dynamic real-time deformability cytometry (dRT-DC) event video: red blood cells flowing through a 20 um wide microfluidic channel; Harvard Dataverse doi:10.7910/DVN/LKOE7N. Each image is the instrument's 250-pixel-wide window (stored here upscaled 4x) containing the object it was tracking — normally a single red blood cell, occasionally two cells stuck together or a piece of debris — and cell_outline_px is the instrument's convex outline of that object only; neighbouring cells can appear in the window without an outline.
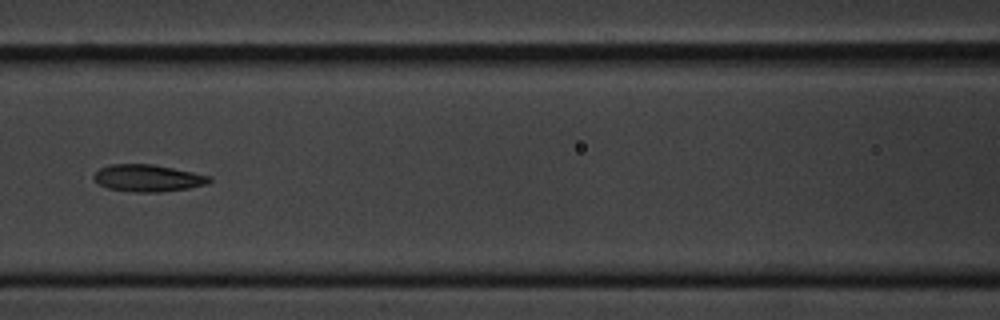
{"species": "common noctule bat (a hibernating species)", "species_latin": "Nyctalus noctula", "temperature_condition": "cold", "stored_images_in_passage": 14, "segment_of_instrument_passage": [1, 2], "camera_frame_rate_fps": 3000, "um_per_image_px": 0.085, "animal": {"sex": "male", "body_mass_g": 20.1, "forearm_length_mm": 53.5}, "frame": {"image": 1, "passage_image": 7, "time_ms": 7.0, "image_size_px": [1000, 320], "cell_outline_px": [[212, 180], [208, 184], [188, 188], [160, 192], [136, 192], [108, 188], [100, 184], [92, 176], [100, 168], [112, 164], [152, 164], [212, 176]], "centroid_in_image_um": [12.6, 15.14], "position_along_channel_um": 154.0, "area_um2": 18.03}}
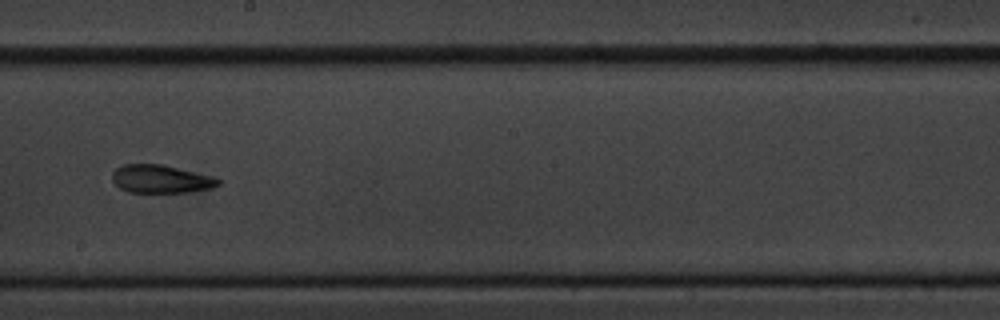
{"frame": {"image": 2, "passage_image": 9, "time_ms": 9.333, "image_size_px": [1000, 320], "cell_outline_px": [[220, 184], [212, 188], [188, 192], [128, 192], [120, 188], [112, 180], [112, 172], [120, 164], [160, 164], [212, 176], [220, 180]], "centroid_in_image_um": [13.64, 15.21], "position_along_channel_um": 234.6, "area_um2": 17.28}}
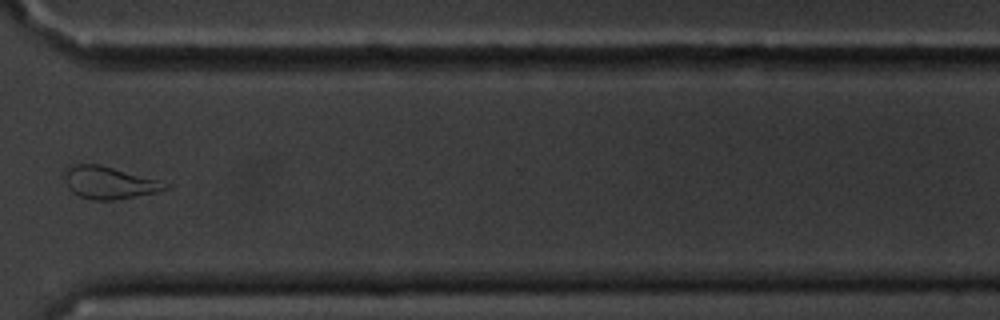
{"frame": {"image": 3, "passage_image": 12, "time_ms": 13.0, "image_size_px": [1000, 320], "cell_outline_px": [[172, 184], [168, 188], [156, 192], [116, 200], [92, 200], [76, 196], [68, 188], [64, 176], [64, 168], [68, 164], [100, 164]], "centroid_in_image_um": [9.22, 15.52], "position_along_channel_um": 361.4, "area_um2": 19.19}}